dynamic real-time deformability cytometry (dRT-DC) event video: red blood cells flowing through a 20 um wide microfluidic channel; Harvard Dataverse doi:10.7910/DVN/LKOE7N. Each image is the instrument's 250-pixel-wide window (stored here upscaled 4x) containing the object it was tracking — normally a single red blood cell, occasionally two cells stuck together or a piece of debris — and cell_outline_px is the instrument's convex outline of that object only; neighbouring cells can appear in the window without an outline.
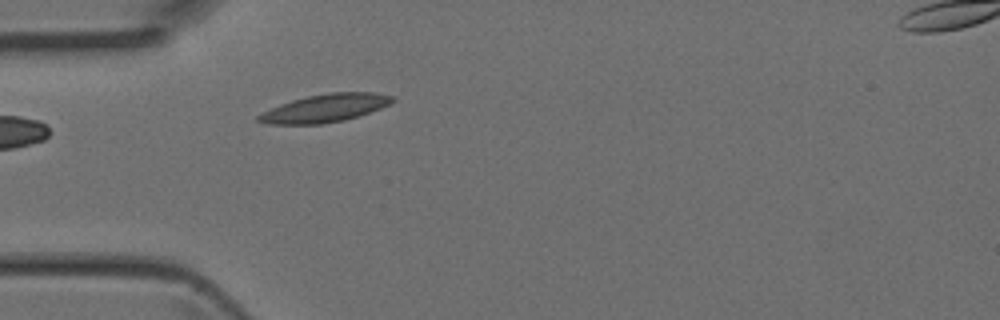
{"species": "Egyptian fruit bat (a non-hibernating species)", "species_latin": "Rousettus aegyptiacus", "temperature_condition": "room temperature", "stored_images_in_passage": 4, "camera_frame_rate_fps": 3000, "um_per_image_px": 0.085, "animal": {"sex": "female"}, "frame": {"image": 1, "passage_image": 4, "time_ms": 1.0, "image_size_px": [1000, 320], "cell_outline_px": [[396, 100], [392, 104], [360, 116], [344, 120], [320, 124], [268, 124], [256, 120], [256, 116], [280, 104], [292, 100], [308, 96], [328, 92], [376, 92], [392, 96]], "centroid_in_image_um": [27.68, 9.19], "position_along_channel_um": 57.3, "area_um2": 21.91}}